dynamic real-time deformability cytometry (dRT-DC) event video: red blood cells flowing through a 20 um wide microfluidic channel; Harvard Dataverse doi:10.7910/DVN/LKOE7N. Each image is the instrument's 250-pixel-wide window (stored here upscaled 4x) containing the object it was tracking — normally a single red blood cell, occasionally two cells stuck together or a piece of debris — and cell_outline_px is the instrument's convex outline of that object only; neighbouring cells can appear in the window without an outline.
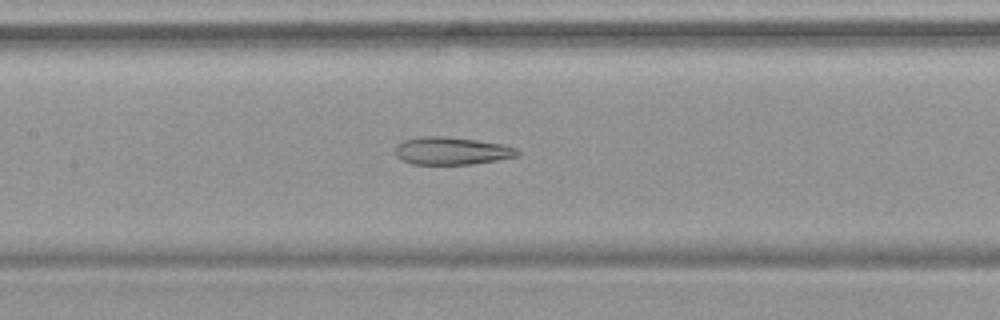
{"species": "common noctule bat (a hibernating species)", "species_latin": "Nyctalus noctula", "temperature_condition": "warm", "stored_images_in_passage": 50, "camera_frame_rate_fps": 3000, "um_per_image_px": 0.085, "animal": {"sex": "female", "body_mass_g": 19.9}, "frame": {"image": 1, "passage_image": 22, "time_ms": 7.0, "image_size_px": [1000, 320], "cell_outline_px": [[520, 156], [472, 164], [412, 164], [400, 160], [396, 156], [396, 144], [404, 140], [420, 136], [440, 136], [476, 140], [504, 144], [516, 148], [520, 152]], "centroid_in_image_um": [38.39, 12.82], "position_along_channel_um": 169.0, "area_um2": 19.77}}
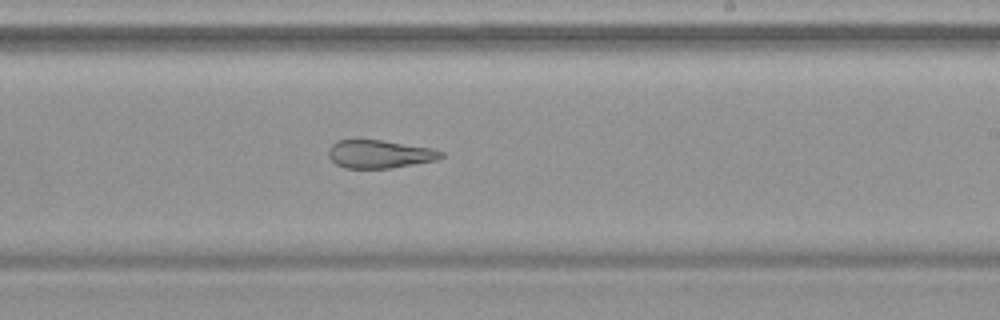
{"frame": {"image": 2, "passage_image": 29, "time_ms": 9.333, "image_size_px": [1000, 320], "cell_outline_px": [[444, 156], [436, 160], [392, 168], [344, 168], [336, 164], [328, 156], [328, 148], [336, 140], [380, 140], [432, 148], [444, 152]], "centroid_in_image_um": [32.25, 13.1], "position_along_channel_um": 256.7, "area_um2": 18.44}}
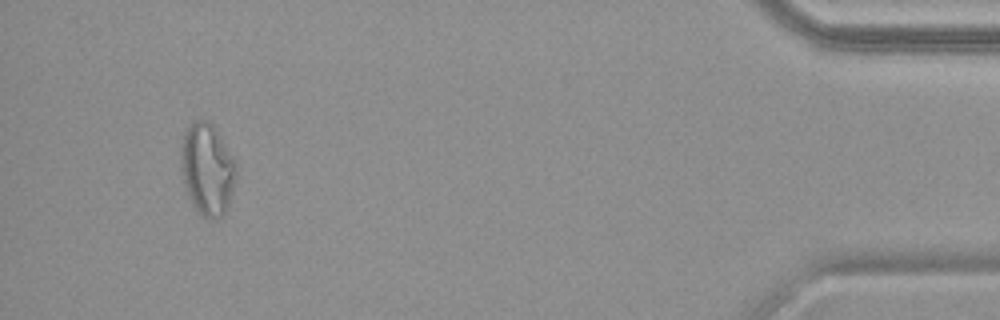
{"frame": {"image": 3, "passage_image": 47, "time_ms": 15.333, "image_size_px": [1000, 320], "cell_outline_px": [[236, 172], [228, 204], [224, 212], [220, 216], [212, 220], [200, 216], [196, 212], [188, 196], [184, 184], [180, 160], [180, 152], [184, 132], [196, 120], [208, 120], [216, 128], [236, 160]], "centroid_in_image_um": [17.6, 14.38], "position_along_channel_um": 417.6, "area_um2": 29.59}, "authors_computed_cell_mechanics": {"area_um2": 25.4031, "velocity_mm_per_s": 3.7813, "shape_relaxation_time_tau1_ms": null, "shape_relaxation_time_tau2_ms": 2.3405, "deformation_change_tau1": null, "deformation_change_tau2": 0.1087}}